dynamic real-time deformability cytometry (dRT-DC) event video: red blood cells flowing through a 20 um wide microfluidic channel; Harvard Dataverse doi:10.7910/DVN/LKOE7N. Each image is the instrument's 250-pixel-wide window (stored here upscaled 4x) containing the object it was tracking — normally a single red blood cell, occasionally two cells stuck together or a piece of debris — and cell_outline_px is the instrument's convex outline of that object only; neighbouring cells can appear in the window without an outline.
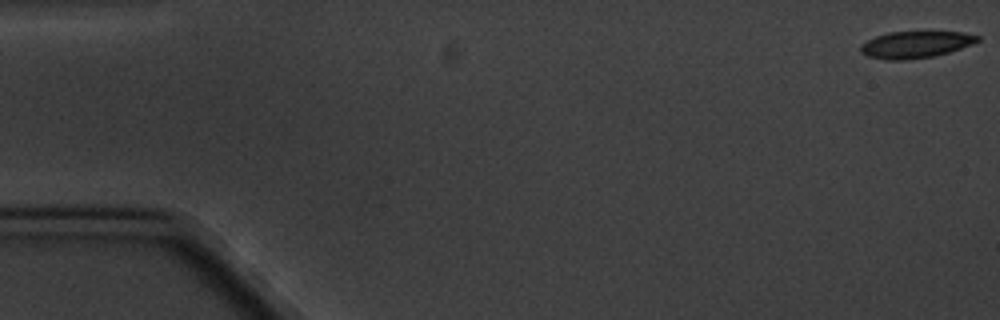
{"species": "common noctule bat (a hibernating species)", "species_latin": "Nyctalus noctula", "temperature_condition": "cold", "stored_images_in_passage": 5, "camera_frame_rate_fps": 3000, "um_per_image_px": 0.085, "animal": {"sex": "male", "body_mass_g": 20.1, "forearm_length_mm": 53.5}, "frame": {"image": 1, "passage_image": 1, "time_ms": 0.0, "image_size_px": [1000, 320], "cell_outline_px": [[980, 40], [972, 44], [948, 52], [932, 56], [904, 60], [888, 60], [868, 56], [860, 52], [860, 44], [876, 36], [888, 32], [964, 32], [980, 36]], "centroid_in_image_um": [77.81, 3.78], "position_along_channel_um": 7.2, "area_um2": 18.09}}